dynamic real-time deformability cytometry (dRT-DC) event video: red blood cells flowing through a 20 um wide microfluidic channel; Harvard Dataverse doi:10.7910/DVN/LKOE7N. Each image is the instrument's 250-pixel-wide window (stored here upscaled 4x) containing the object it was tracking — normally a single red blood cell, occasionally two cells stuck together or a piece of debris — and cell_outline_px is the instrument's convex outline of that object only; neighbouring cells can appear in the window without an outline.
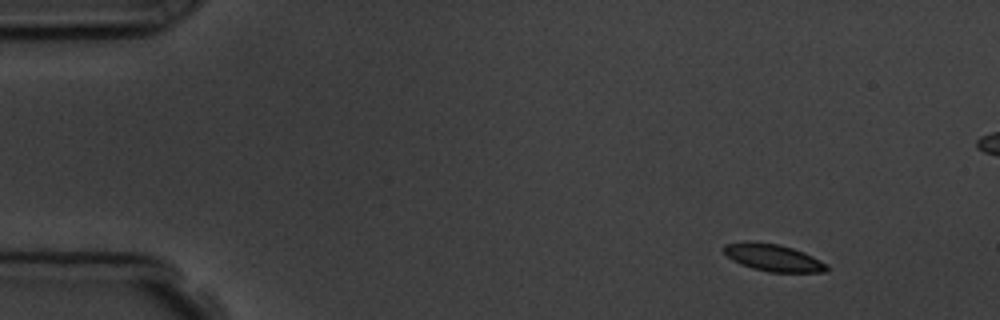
{"species": "common noctule bat (a hibernating species)", "species_latin": "Nyctalus noctula", "temperature_condition": "room temperature", "stored_images_in_passage": 4, "camera_frame_rate_fps": 3000, "um_per_image_px": 0.085, "animal": {"sex": "male", "body_mass_g": 19.5, "forearm_length_mm": 54.6}, "frame": {"image": 1, "passage_image": 1, "time_ms": 0.0, "image_size_px": [1000, 320], "cell_outline_px": [[828, 272], [768, 272], [752, 268], [740, 264], [732, 260], [724, 252], [724, 244], [744, 240], [752, 240], [780, 244], [804, 252], [828, 264]], "centroid_in_image_um": [65.7, 21.88], "position_along_channel_um": 19.3, "area_um2": 16.59}}